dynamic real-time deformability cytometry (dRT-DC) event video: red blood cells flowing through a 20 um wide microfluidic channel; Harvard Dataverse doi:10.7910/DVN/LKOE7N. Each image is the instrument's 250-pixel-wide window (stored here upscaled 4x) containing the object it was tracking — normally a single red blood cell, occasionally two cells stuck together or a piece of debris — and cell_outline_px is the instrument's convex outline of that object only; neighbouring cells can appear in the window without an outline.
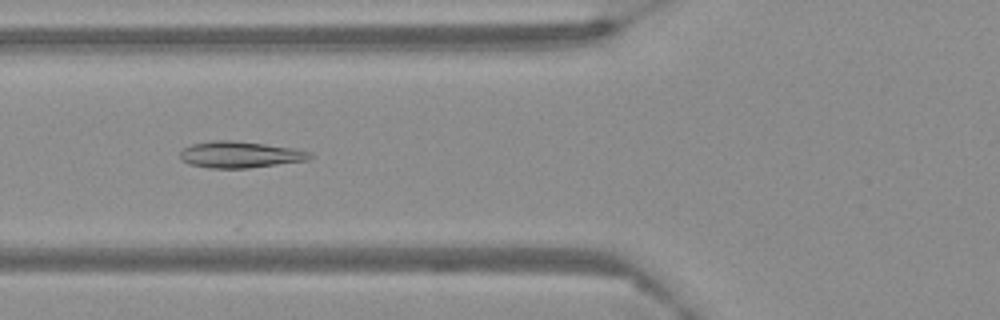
{"species": "Egyptian fruit bat (a non-hibernating species)", "species_latin": "Rousettus aegyptiacus", "temperature_condition": "warm", "stored_images_in_passage": 36, "camera_frame_rate_fps": 3000, "um_per_image_px": 0.085, "frame": {"image": 1, "passage_image": 5, "time_ms": 1.333, "image_size_px": [1000, 320], "cell_outline_px": [[316, 156], [308, 160], [248, 168], [208, 168], [188, 164], [180, 160], [180, 152], [184, 148], [192, 144], [212, 140], [232, 140], [296, 148], [312, 152]], "centroid_in_image_um": [20.43, 13.14], "position_along_channel_um": 105.4, "area_um2": 20.23}}
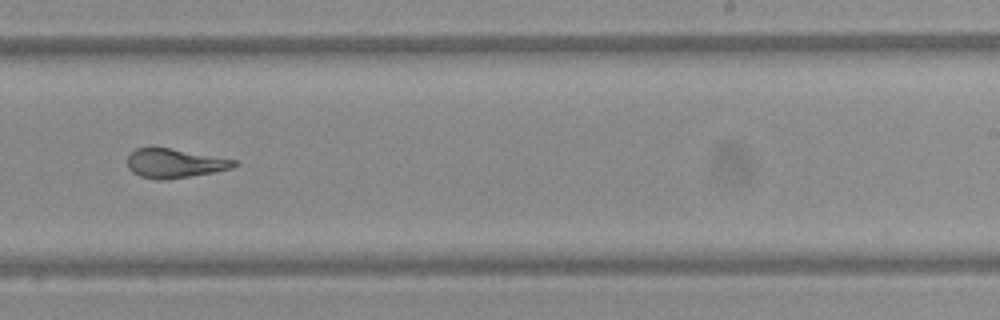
{"frame": {"image": 2, "passage_image": 20, "time_ms": 6.333, "image_size_px": [1000, 320], "cell_outline_px": [[240, 164], [232, 168], [216, 172], [164, 180], [156, 180], [140, 176], [132, 172], [128, 168], [128, 156], [136, 148], [168, 148], [236, 160]], "centroid_in_image_um": [14.86, 13.9], "position_along_channel_um": 274.1, "area_um2": 17.98}}
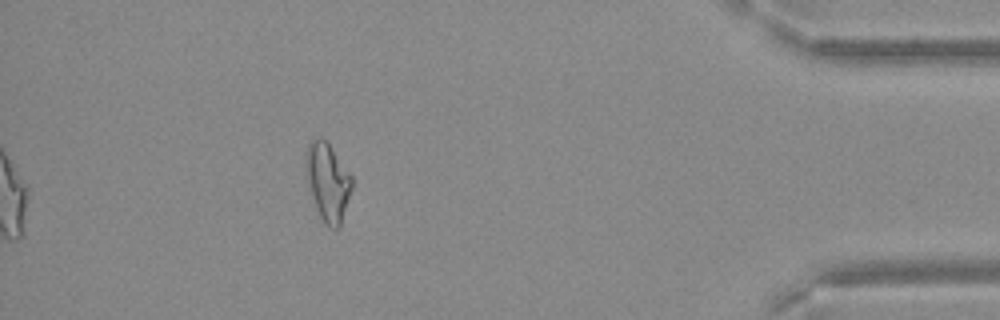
{"frame": {"image": 3, "passage_image": 36, "time_ms": 11.667, "image_size_px": [1000, 320], "cell_outline_px": [[352, 188], [340, 228], [332, 228], [320, 216], [316, 208], [312, 196], [304, 168], [304, 156], [308, 144], [316, 136], [320, 136], [328, 144], [352, 176]], "centroid_in_image_um": [27.84, 15.43], "position_along_channel_um": 407.4, "area_um2": 20.75}}